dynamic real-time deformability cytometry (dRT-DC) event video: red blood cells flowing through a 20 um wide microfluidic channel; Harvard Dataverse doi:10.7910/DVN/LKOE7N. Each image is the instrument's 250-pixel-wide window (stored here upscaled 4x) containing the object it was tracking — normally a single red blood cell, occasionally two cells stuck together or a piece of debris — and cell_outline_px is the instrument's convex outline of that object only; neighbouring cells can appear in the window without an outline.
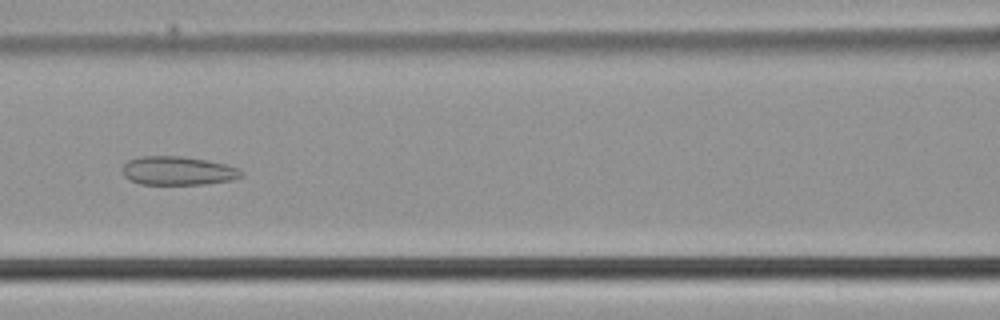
{"species": "common noctule bat (a hibernating species)", "species_latin": "Nyctalus noctula", "temperature_condition": "cold", "stored_images_in_passage": 51, "camera_frame_rate_fps": 3000, "um_per_image_px": 0.085, "animal": {"sex": "male", "body_mass_g": 21.5, "forearm_length_mm": 52.0}, "frame": {"image": 1, "passage_image": 22, "time_ms": 7.0, "image_size_px": [1000, 320], "cell_outline_px": [[244, 176], [232, 180], [208, 184], [140, 184], [128, 180], [124, 176], [124, 164], [128, 160], [140, 156], [180, 156], [204, 160], [224, 164], [236, 168], [244, 172]], "centroid_in_image_um": [15.12, 14.52], "position_along_channel_um": 151.5, "area_um2": 19.83}}
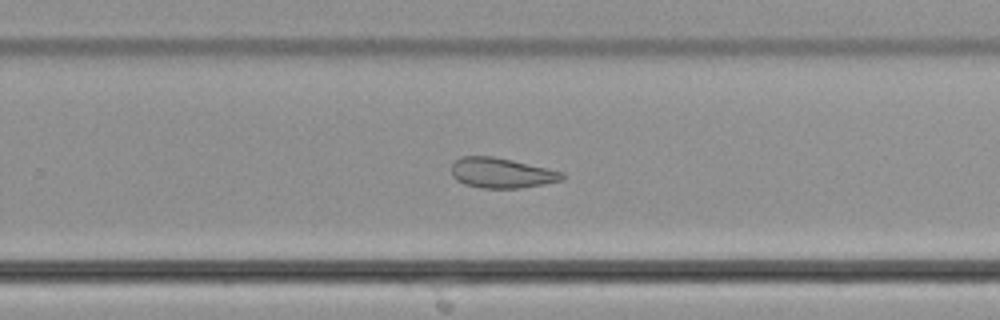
{"frame": {"image": 2, "passage_image": 32, "time_ms": 10.333, "image_size_px": [1000, 320], "cell_outline_px": [[564, 180], [544, 184], [520, 188], [480, 188], [464, 184], [456, 180], [452, 176], [452, 164], [460, 156], [492, 156], [512, 160], [564, 172]], "centroid_in_image_um": [42.62, 14.7], "position_along_channel_um": 287.2, "area_um2": 19.54}}
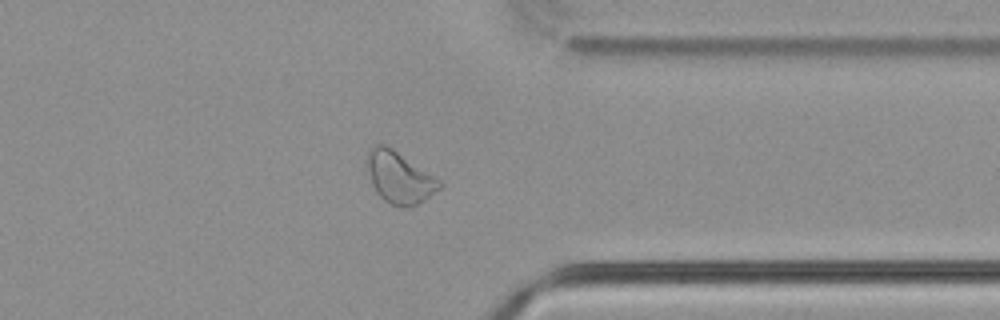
{"frame": {"image": 3, "passage_image": 39, "time_ms": 12.667, "image_size_px": [1000, 320], "cell_outline_px": [[444, 184], [440, 188], [424, 200], [412, 208], [400, 208], [384, 200], [376, 192], [372, 184], [368, 172], [368, 152], [372, 144], [384, 144], [392, 148], [440, 180]], "centroid_in_image_um": [33.95, 15.11], "position_along_channel_um": 377.5, "area_um2": 21.68}}